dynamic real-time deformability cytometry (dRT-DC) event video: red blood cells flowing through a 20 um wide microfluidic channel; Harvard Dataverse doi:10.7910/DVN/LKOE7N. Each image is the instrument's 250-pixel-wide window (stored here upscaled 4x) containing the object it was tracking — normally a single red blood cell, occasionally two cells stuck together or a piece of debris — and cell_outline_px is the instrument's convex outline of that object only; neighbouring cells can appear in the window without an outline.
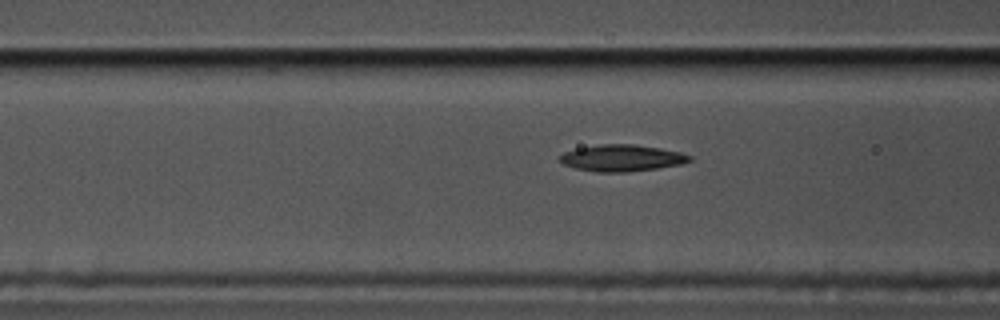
{"species": "common noctule bat (a hibernating species)", "species_latin": "Nyctalus noctula", "temperature_condition": "cold", "stored_images_in_passage": 9, "camera_frame_rate_fps": 3000, "um_per_image_px": 0.085, "animal": {"sex": "male", "body_mass_g": 17.5, "forearm_length_mm": 52.3}, "frame": {"image": 1, "passage_image": 7, "time_ms": 2.0, "image_size_px": [1000, 320], "cell_outline_px": [[692, 160], [680, 164], [656, 168], [628, 172], [596, 172], [576, 168], [564, 164], [556, 156], [564, 152], [576, 148], [600, 144], [636, 144], [660, 148], [680, 152], [692, 156]], "centroid_in_image_um": [52.83, 13.42], "position_along_channel_um": 113.8, "area_um2": 20.17}}